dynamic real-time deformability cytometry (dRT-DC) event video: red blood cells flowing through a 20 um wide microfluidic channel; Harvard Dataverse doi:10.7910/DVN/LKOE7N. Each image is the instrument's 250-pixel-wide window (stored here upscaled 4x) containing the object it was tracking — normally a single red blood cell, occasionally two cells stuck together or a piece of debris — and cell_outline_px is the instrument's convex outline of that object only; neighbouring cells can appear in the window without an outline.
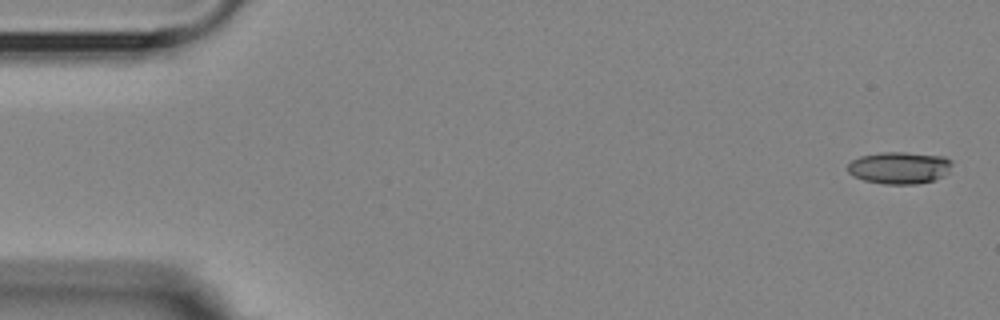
{"species": "Egyptian fruit bat (a non-hibernating species)", "species_latin": "Rousettus aegyptiacus", "temperature_condition": "room temperature", "stored_images_in_passage": 5, "camera_frame_rate_fps": 3000, "um_per_image_px": 0.085, "animal": {"sex": "female"}, "frame": {"image": 1, "passage_image": 1, "time_ms": 0.0, "image_size_px": [1000, 320], "cell_outline_px": [[952, 164], [948, 172], [944, 176], [936, 180], [916, 184], [884, 184], [864, 180], [852, 176], [848, 172], [848, 164], [852, 160], [860, 156], [880, 152], [904, 152], [944, 156], [952, 160]], "centroid_in_image_um": [76.46, 14.26], "position_along_channel_um": 8.5, "area_um2": 19.71}}
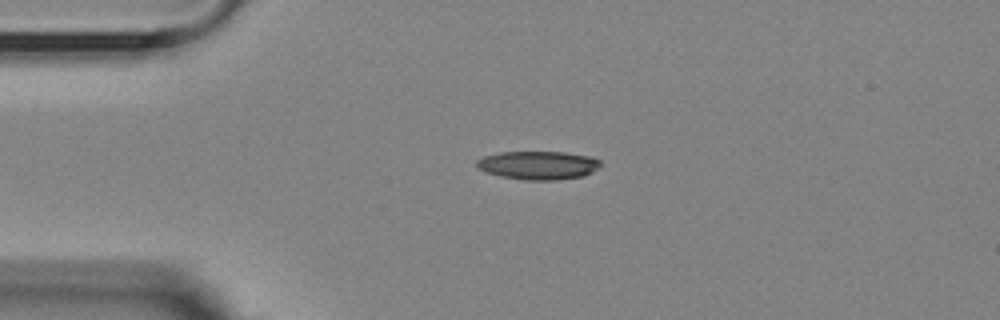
{"frame": {"image": 2, "passage_image": 4, "time_ms": 3.667, "image_size_px": [1000, 320], "cell_outline_px": [[604, 164], [600, 168], [584, 176], [556, 180], [524, 180], [500, 176], [484, 172], [476, 168], [476, 160], [484, 156], [500, 152], [564, 152], [592, 156], [600, 160]], "centroid_in_image_um": [45.78, 14.05], "position_along_channel_um": 39.2, "area_um2": 20.92}}